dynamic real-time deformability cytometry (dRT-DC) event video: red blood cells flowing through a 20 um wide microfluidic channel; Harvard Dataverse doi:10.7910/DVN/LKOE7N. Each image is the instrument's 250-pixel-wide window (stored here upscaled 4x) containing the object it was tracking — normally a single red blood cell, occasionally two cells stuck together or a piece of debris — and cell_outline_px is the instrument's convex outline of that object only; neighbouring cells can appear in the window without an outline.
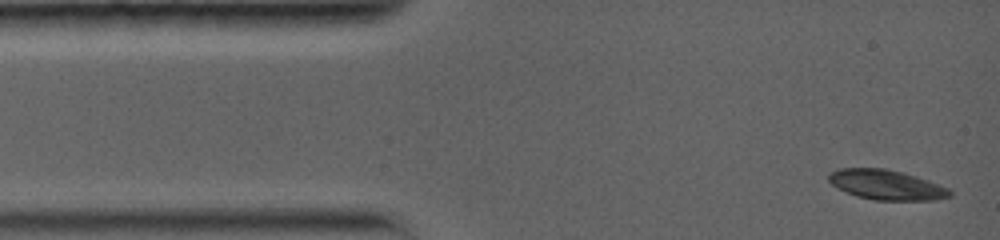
{"species": "common noctule bat (a hibernating species)", "species_latin": "Nyctalus noctula", "temperature_condition": "warm", "stored_images_in_passage": 22, "camera_frame_rate_fps": 5000, "um_per_image_px": 0.085, "animal": {"sex": "female", "body_mass_g": 19.0, "forearm_length_mm": 56.7}, "frame": {"image": 1, "passage_image": 1, "time_ms": 0.0, "image_size_px": [1000, 240], "cell_outline_px": [[952, 196], [936, 200], [876, 200], [856, 196], [836, 188], [828, 180], [828, 172], [840, 168], [884, 168], [904, 172], [928, 180], [948, 188], [952, 192]], "centroid_in_image_um": [75.33, 15.7], "position_along_channel_um": 9.7, "area_um2": 21.27}}
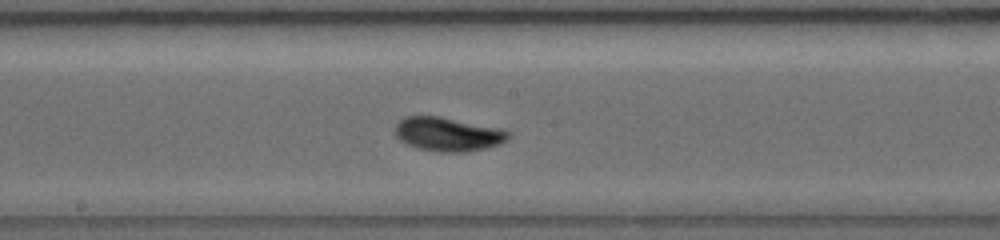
{"frame": {"image": 2, "passage_image": 12, "time_ms": 7.0, "image_size_px": [1000, 240], "cell_outline_px": [[512, 132], [500, 144], [488, 148], [468, 152], [440, 152], [416, 148], [400, 140], [392, 132], [392, 128], [404, 116], [440, 116], [496, 128]], "centroid_in_image_um": [38.0, 11.41], "position_along_channel_um": 210.2, "area_um2": 22.43}}
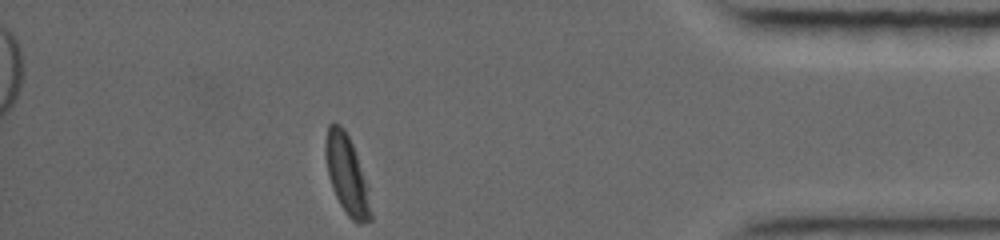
{"frame": {"image": 3, "passage_image": 22, "time_ms": 13.2, "image_size_px": [1000, 240], "cell_outline_px": [[372, 220], [360, 224], [356, 224], [348, 216], [340, 204], [332, 188], [328, 176], [324, 156], [324, 144], [328, 124], [332, 120], [340, 124], [344, 128], [352, 144], [364, 180], [372, 216]], "centroid_in_image_um": [29.41, 14.81], "position_along_channel_um": 405.8, "area_um2": 20.52}, "authors_computed_cell_mechanics": {"area_um2": 21.4438, "velocity_mm_per_s": 3.8048, "shape_relaxation_time_tau1_ms": 2.2423, "shape_relaxation_time_tau2_ms": null, "deformation_change_tau1": 0.1125, "deformation_change_tau2": null}}